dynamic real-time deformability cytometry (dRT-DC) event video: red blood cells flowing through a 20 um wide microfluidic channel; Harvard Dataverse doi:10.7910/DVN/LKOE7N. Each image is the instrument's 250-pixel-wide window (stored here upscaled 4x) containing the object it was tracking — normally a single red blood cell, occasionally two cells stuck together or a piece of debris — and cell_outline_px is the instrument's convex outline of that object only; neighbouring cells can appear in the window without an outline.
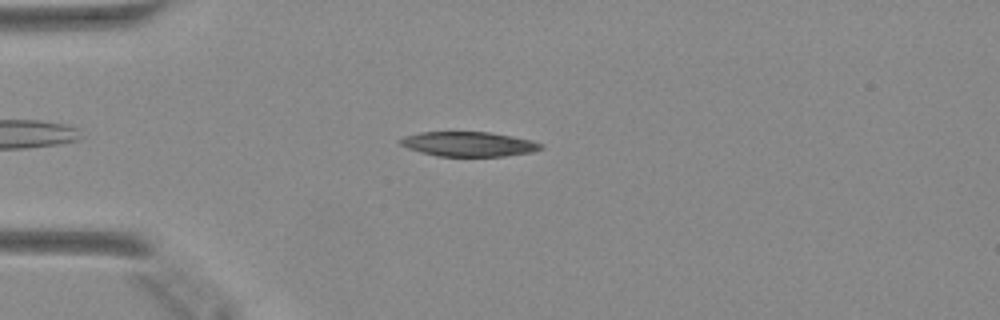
{"species": "Egyptian fruit bat (a non-hibernating species)", "species_latin": "Rousettus aegyptiacus", "temperature_condition": "warm", "stored_images_in_passage": 43, "camera_frame_rate_fps": 3000, "um_per_image_px": 0.085, "animal": {"sex": "female"}, "frame": {"image": 1, "passage_image": 7, "time_ms": 2.0, "image_size_px": [1000, 320], "cell_outline_px": [[544, 148], [532, 152], [504, 156], [436, 156], [420, 152], [408, 148], [400, 144], [396, 140], [404, 136], [420, 132], [488, 132], [512, 136], [532, 140], [544, 144]], "centroid_in_image_um": [39.83, 12.24], "position_along_channel_um": 45.2, "area_um2": 20.35}}
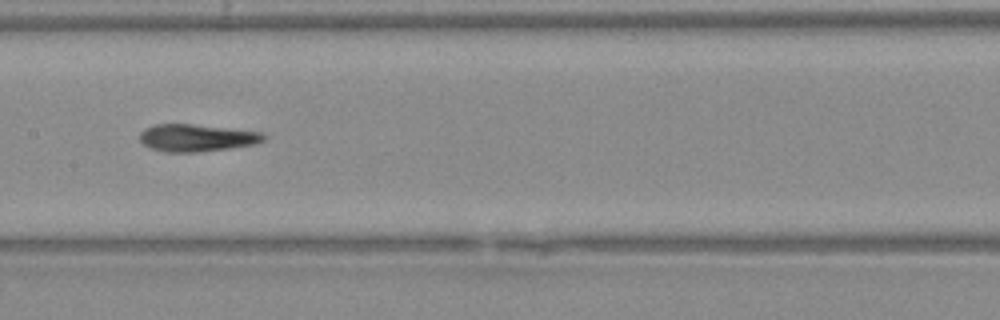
{"frame": {"image": 2, "passage_image": 19, "time_ms": 6.0, "image_size_px": [1000, 320], "cell_outline_px": [[268, 136], [264, 140], [256, 144], [200, 152], [164, 152], [152, 148], [144, 144], [140, 140], [140, 132], [144, 128], [152, 124], [192, 124], [264, 132]], "centroid_in_image_um": [16.73, 11.71], "position_along_channel_um": 190.7, "area_um2": 19.83}}
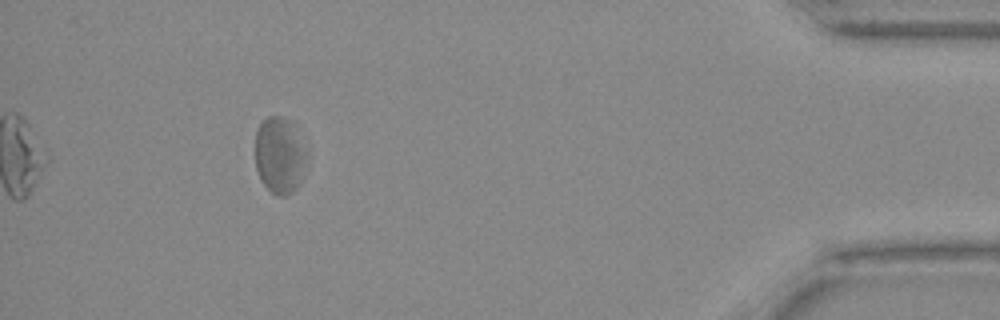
{"frame": {"image": 3, "passage_image": 39, "time_ms": 12.667, "image_size_px": [1000, 320], "cell_outline_px": [[308, 152], [300, 184], [288, 196], [280, 196], [272, 192], [260, 180], [256, 168], [256, 132], [260, 124], [268, 116], [280, 116], [292, 120], [296, 124]], "centroid_in_image_um": [23.81, 13.17], "position_along_channel_um": 411.4, "area_um2": 23.47}}